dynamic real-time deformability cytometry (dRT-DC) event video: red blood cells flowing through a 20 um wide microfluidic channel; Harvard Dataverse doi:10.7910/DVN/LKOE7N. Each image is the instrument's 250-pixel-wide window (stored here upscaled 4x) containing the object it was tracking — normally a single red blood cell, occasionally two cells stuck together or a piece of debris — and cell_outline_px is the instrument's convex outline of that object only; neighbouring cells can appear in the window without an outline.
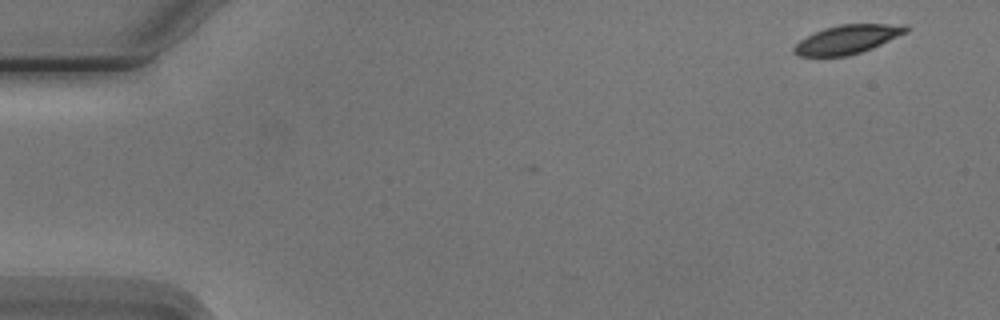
{"species": "Egyptian fruit bat (a non-hibernating species)", "species_latin": "Rousettus aegyptiacus", "temperature_condition": "cold", "stored_images_in_passage": 5, "camera_frame_rate_fps": 3000, "um_per_image_px": 0.085, "animal": {"sex": "male"}, "frame": {"image": 1, "passage_image": 1, "time_ms": 0.0, "image_size_px": [1000, 320], "cell_outline_px": [[908, 32], [872, 48], [848, 56], [800, 56], [792, 52], [792, 48], [800, 40], [824, 28], [840, 24], [908, 24]], "centroid_in_image_um": [72.05, 3.34], "position_along_channel_um": 13.0, "area_um2": 18.73}}